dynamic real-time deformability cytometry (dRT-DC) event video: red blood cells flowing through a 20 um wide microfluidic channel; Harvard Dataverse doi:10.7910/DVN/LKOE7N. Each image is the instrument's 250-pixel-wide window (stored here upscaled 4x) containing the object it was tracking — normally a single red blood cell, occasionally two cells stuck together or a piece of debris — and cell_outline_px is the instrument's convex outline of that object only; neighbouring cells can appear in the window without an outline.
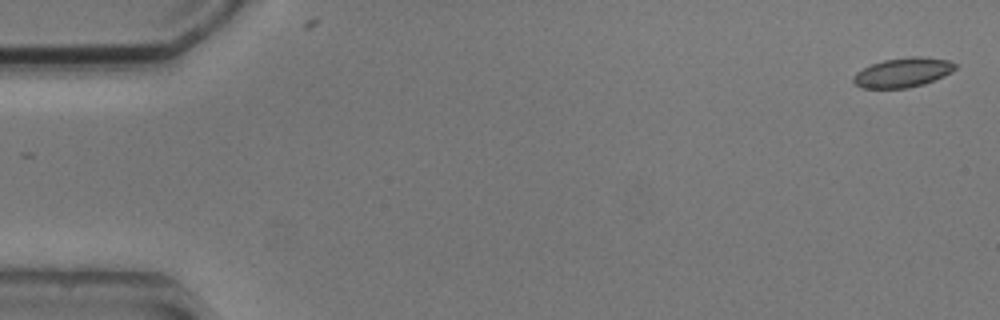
{"species": "common noctule bat (a hibernating species)", "species_latin": "Nyctalus noctula", "temperature_condition": "cold", "stored_images_in_passage": 2, "camera_frame_rate_fps": 3000, "um_per_image_px": 0.085, "animal": {"sex": "male", "body_mass_g": 20.5, "forearm_length_mm": 52.5}, "frame": {"image": 1, "passage_image": 1, "time_ms": 0.0, "image_size_px": [1000, 320], "cell_outline_px": [[956, 68], [952, 72], [944, 76], [924, 84], [908, 88], [864, 88], [856, 84], [852, 80], [852, 76], [856, 72], [872, 64], [884, 60], [908, 56], [920, 56], [948, 60], [956, 64]], "centroid_in_image_um": [76.75, 6.16], "position_along_channel_um": 8.2, "area_um2": 17.51}}